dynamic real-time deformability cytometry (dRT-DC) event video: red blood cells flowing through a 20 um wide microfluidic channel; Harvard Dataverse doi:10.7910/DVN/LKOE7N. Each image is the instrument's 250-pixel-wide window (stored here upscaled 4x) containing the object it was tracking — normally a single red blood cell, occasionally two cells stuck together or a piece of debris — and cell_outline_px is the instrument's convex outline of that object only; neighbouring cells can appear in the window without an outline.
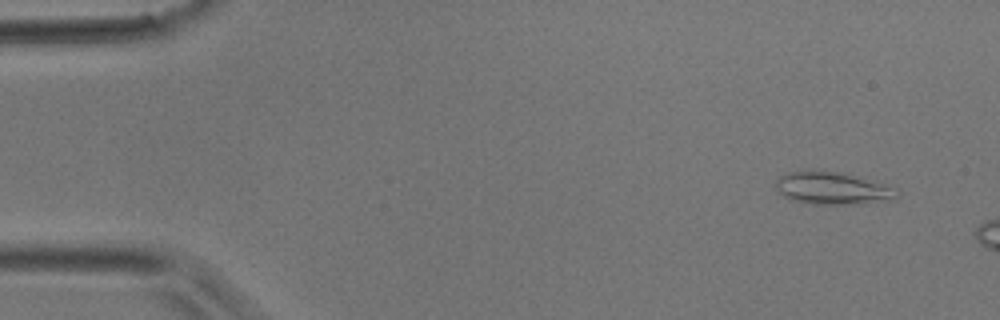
{"species": "common noctule bat (a hibernating species)", "species_latin": "Nyctalus noctula", "temperature_condition": "room temperature", "stored_images_in_passage": 4, "camera_frame_rate_fps": 3000, "um_per_image_px": 0.085, "animal": {"sex": "male", "body_mass_g": 17.9}, "frame": {"image": 1, "passage_image": 4, "time_ms": 1.0, "image_size_px": [1000, 320], "cell_outline_px": [[900, 192], [896, 200], [860, 204], [812, 204], [792, 200], [784, 196], [776, 188], [776, 180], [780, 176], [788, 172], [812, 168], [820, 168], [840, 172], [896, 188]], "centroid_in_image_um": [70.76, 15.98], "position_along_channel_um": 14.2, "area_um2": 23.41}}